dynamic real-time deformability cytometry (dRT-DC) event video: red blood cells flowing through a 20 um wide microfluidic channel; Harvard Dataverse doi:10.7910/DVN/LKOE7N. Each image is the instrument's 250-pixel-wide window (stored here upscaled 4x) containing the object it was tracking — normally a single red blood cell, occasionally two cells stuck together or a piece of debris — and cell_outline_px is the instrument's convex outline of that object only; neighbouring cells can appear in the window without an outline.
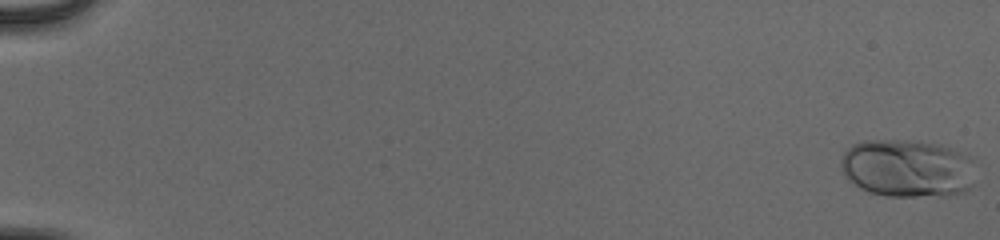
{"species": "human", "species_latin": "Homo sapiens", "temperature_condition": "cold", "stored_images_in_passage": 54, "camera_frame_rate_fps": 3000, "um_per_image_px": 0.085, "donor": {"sex": "male"}, "frame": {"image": 1, "passage_image": 1, "time_ms": 0.0, "image_size_px": [1000, 240], "cell_outline_px": [[976, 156], [968, 188], [964, 192], [944, 196], [888, 196], [868, 192], [860, 188], [844, 176], [840, 168], [840, 160], [844, 152], [852, 144], [864, 140], [900, 140], [932, 144], [948, 148]], "centroid_in_image_um": [77.09, 14.31], "position_along_channel_um": 7.9, "area_um2": 45.55}}
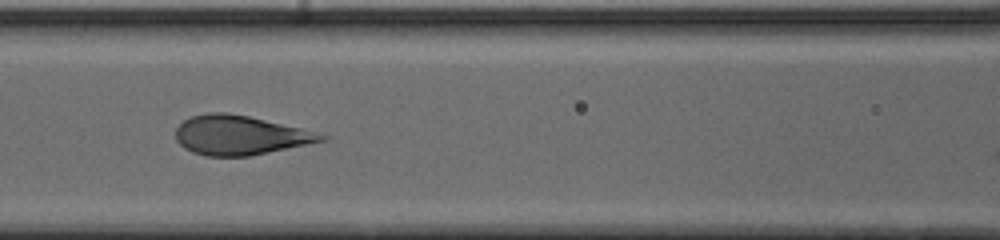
{"frame": {"image": 2, "passage_image": 27, "time_ms": 8.667, "image_size_px": [1000, 240], "cell_outline_px": [[328, 140], [248, 156], [204, 156], [192, 152], [184, 148], [176, 140], [176, 128], [184, 120], [192, 116], [208, 112], [224, 112], [248, 116], [300, 128], [328, 136]], "centroid_in_image_um": [20.36, 11.5], "position_along_channel_um": 146.2, "area_um2": 33.06}}
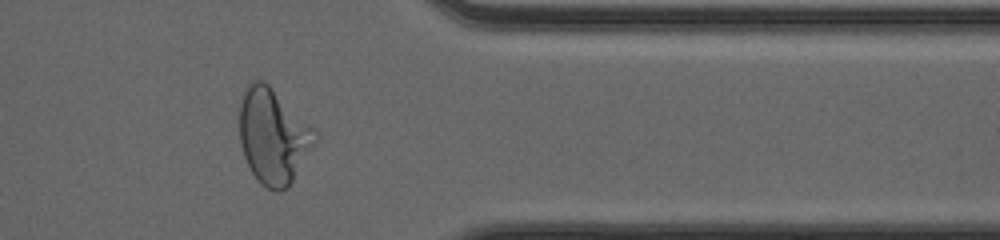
{"frame": {"image": 3, "passage_image": 46, "time_ms": 15.0, "image_size_px": [1000, 240], "cell_outline_px": [[316, 144], [288, 188], [280, 192], [276, 192], [260, 184], [252, 172], [244, 156], [240, 144], [240, 104], [244, 88], [252, 80], [264, 80], [316, 132]], "centroid_in_image_um": [23.2, 11.61], "position_along_channel_um": 388.2, "area_um2": 41.56}}